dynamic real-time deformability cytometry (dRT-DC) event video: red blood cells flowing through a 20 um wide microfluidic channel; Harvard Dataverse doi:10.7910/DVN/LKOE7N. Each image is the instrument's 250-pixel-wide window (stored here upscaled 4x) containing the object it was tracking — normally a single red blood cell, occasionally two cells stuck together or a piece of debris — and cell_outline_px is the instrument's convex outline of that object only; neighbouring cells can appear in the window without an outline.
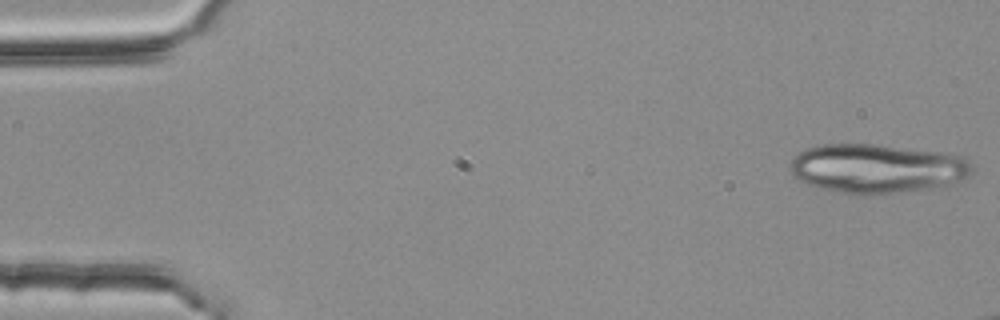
{"species": "common noctule bat (a hibernating species)", "species_latin": "Nyctalus noctula", "temperature_condition": "room temperature", "stored_images_in_passage": 3, "camera_frame_rate_fps": 3000, "um_per_image_px": 0.085, "animal": {"sex": "female", "body_mass_g": 25.1}, "frame": {"image": 1, "passage_image": 1, "time_ms": 0.0, "image_size_px": [1000, 320], "cell_outline_px": [[976, 164], [972, 172], [968, 176], [948, 184], [884, 196], [852, 196], [820, 188], [808, 184], [800, 180], [788, 168], [788, 164], [800, 152], [808, 148], [824, 144], [876, 144], [940, 152], [964, 156]], "centroid_in_image_um": [74.56, 14.35], "position_along_channel_um": 10.4, "area_um2": 52.83}}